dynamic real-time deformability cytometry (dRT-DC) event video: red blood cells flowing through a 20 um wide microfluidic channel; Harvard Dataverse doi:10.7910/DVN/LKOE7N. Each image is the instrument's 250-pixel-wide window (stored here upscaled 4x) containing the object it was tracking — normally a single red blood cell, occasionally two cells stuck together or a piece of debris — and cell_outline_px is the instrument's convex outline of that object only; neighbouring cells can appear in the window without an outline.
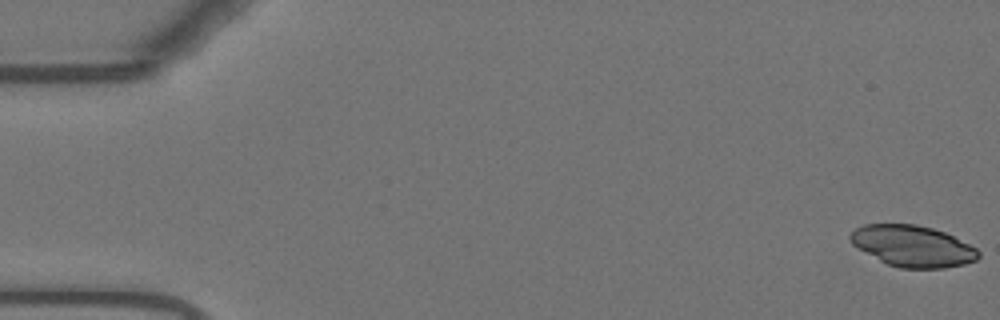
{"species": "Egyptian fruit bat (a non-hibernating species)", "species_latin": "Rousettus aegyptiacus", "temperature_condition": "warm", "stored_images_in_passage": 54, "camera_frame_rate_fps": 3000, "um_per_image_px": 0.085, "animal": {"sex": "female"}, "frame": {"image": 1, "passage_image": 1, "time_ms": 0.0, "image_size_px": [1000, 320], "cell_outline_px": [[980, 256], [976, 260], [964, 264], [944, 268], [900, 268], [888, 264], [880, 260], [852, 244], [848, 236], [856, 228], [864, 224], [916, 224], [932, 228], [944, 232], [976, 248], [980, 252]], "centroid_in_image_um": [77.58, 20.91], "position_along_channel_um": 7.4, "area_um2": 30.52}}
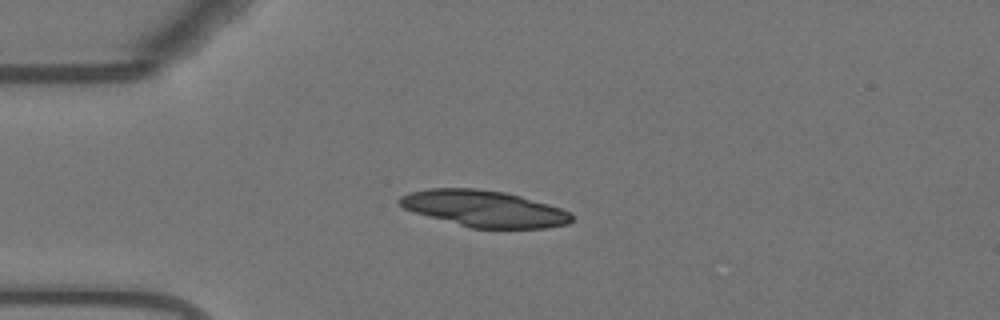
{"frame": {"image": 2, "passage_image": 14, "time_ms": 4.333, "image_size_px": [1000, 320], "cell_outline_px": [[572, 220], [568, 224], [544, 228], [472, 228], [416, 212], [404, 208], [396, 200], [400, 196], [408, 192], [428, 188], [476, 188], [504, 192], [520, 196], [548, 204], [572, 212]], "centroid_in_image_um": [41.16, 17.72], "position_along_channel_um": 43.8, "area_um2": 36.24}}